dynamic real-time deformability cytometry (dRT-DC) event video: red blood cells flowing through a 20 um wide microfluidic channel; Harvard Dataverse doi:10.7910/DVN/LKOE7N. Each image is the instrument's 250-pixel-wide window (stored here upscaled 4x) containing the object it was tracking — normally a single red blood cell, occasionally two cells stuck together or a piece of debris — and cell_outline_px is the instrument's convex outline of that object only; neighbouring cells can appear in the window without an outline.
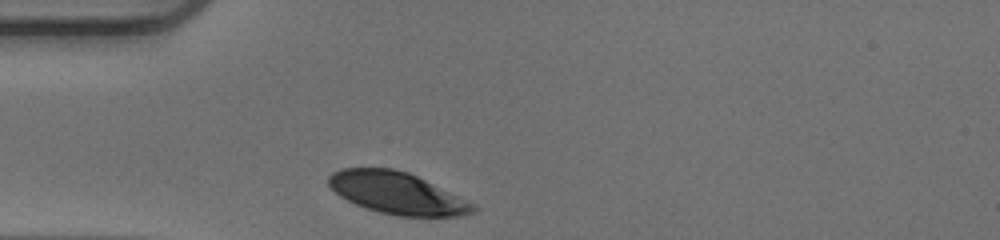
{"species": "human", "species_latin": "Homo sapiens", "temperature_condition": "warm", "stored_images_in_passage": 28, "camera_frame_rate_fps": 3000, "um_per_image_px": 0.085, "donor": {"sex": "male"}, "frame": {"image": 1, "passage_image": 1, "time_ms": 0.0, "image_size_px": [1000, 240], "cell_outline_px": [[480, 208], [476, 212], [456, 216], [396, 216], [380, 212], [356, 204], [340, 196], [328, 184], [328, 176], [332, 172], [344, 168], [392, 168], [408, 172], [476, 204]], "centroid_in_image_um": [33.78, 16.41], "position_along_channel_um": 51.2, "area_um2": 35.03}}
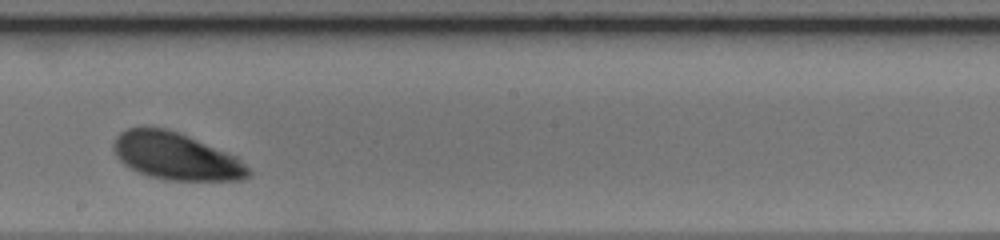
{"frame": {"image": 2, "passage_image": 16, "time_ms": 5.0, "image_size_px": [1000, 240], "cell_outline_px": [[252, 172], [248, 176], [240, 180], [164, 180], [148, 176], [124, 164], [116, 156], [112, 144], [116, 136], [120, 132], [128, 128], [164, 128], [176, 132], [236, 156]], "centroid_in_image_um": [14.93, 13.3], "position_along_channel_um": 233.3, "area_um2": 36.41}}
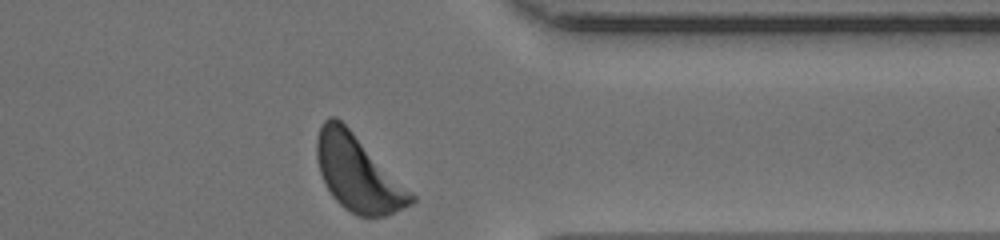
{"frame": {"image": 3, "passage_image": 28, "time_ms": 9.0, "image_size_px": [1000, 240], "cell_outline_px": [[416, 200], [412, 204], [384, 216], [360, 216], [344, 208], [332, 196], [320, 172], [316, 156], [316, 140], [320, 128], [324, 120], [328, 116], [336, 116], [416, 196]], "centroid_in_image_um": [30.41, 14.73], "position_along_channel_um": 381.0, "area_um2": 40.75}, "authors_computed_cell_mechanics": {"area_um2": 37.7145, "velocity_mm_per_s": 3.8797, "shape_relaxation_time_tau1_ms": 1.8373, "shape_relaxation_time_tau2_ms": null, "deformation_change_tau1": 0.1156, "deformation_change_tau2": null}}